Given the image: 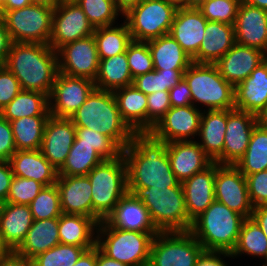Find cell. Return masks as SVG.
<instances>
[{
	"mask_svg": "<svg viewBox=\"0 0 267 266\" xmlns=\"http://www.w3.org/2000/svg\"><path fill=\"white\" fill-rule=\"evenodd\" d=\"M128 188L182 187L167 155V143L150 132H135L123 150Z\"/></svg>",
	"mask_w": 267,
	"mask_h": 266,
	"instance_id": "cell-1",
	"label": "cell"
},
{
	"mask_svg": "<svg viewBox=\"0 0 267 266\" xmlns=\"http://www.w3.org/2000/svg\"><path fill=\"white\" fill-rule=\"evenodd\" d=\"M4 65L18 79L22 90L49 97L58 74L57 51L50 45L12 42Z\"/></svg>",
	"mask_w": 267,
	"mask_h": 266,
	"instance_id": "cell-2",
	"label": "cell"
},
{
	"mask_svg": "<svg viewBox=\"0 0 267 266\" xmlns=\"http://www.w3.org/2000/svg\"><path fill=\"white\" fill-rule=\"evenodd\" d=\"M75 127H85L110 137L122 150L135 133L122 119L112 91L94 89L69 118Z\"/></svg>",
	"mask_w": 267,
	"mask_h": 266,
	"instance_id": "cell-3",
	"label": "cell"
},
{
	"mask_svg": "<svg viewBox=\"0 0 267 266\" xmlns=\"http://www.w3.org/2000/svg\"><path fill=\"white\" fill-rule=\"evenodd\" d=\"M246 218L214 201L192 221L190 233L204 250L232 252Z\"/></svg>",
	"mask_w": 267,
	"mask_h": 266,
	"instance_id": "cell-4",
	"label": "cell"
},
{
	"mask_svg": "<svg viewBox=\"0 0 267 266\" xmlns=\"http://www.w3.org/2000/svg\"><path fill=\"white\" fill-rule=\"evenodd\" d=\"M147 208L159 232L189 231V219L182 187L128 188Z\"/></svg>",
	"mask_w": 267,
	"mask_h": 266,
	"instance_id": "cell-5",
	"label": "cell"
},
{
	"mask_svg": "<svg viewBox=\"0 0 267 266\" xmlns=\"http://www.w3.org/2000/svg\"><path fill=\"white\" fill-rule=\"evenodd\" d=\"M183 78L191 90L192 104L198 109H235V88L220 74L216 64L192 62Z\"/></svg>",
	"mask_w": 267,
	"mask_h": 266,
	"instance_id": "cell-6",
	"label": "cell"
},
{
	"mask_svg": "<svg viewBox=\"0 0 267 266\" xmlns=\"http://www.w3.org/2000/svg\"><path fill=\"white\" fill-rule=\"evenodd\" d=\"M91 182L93 219L99 224L128 192L127 168L123 155L104 160L87 174Z\"/></svg>",
	"mask_w": 267,
	"mask_h": 266,
	"instance_id": "cell-7",
	"label": "cell"
},
{
	"mask_svg": "<svg viewBox=\"0 0 267 266\" xmlns=\"http://www.w3.org/2000/svg\"><path fill=\"white\" fill-rule=\"evenodd\" d=\"M156 234L111 227L103 220L97 226L96 246L107 257L128 266H148Z\"/></svg>",
	"mask_w": 267,
	"mask_h": 266,
	"instance_id": "cell-8",
	"label": "cell"
},
{
	"mask_svg": "<svg viewBox=\"0 0 267 266\" xmlns=\"http://www.w3.org/2000/svg\"><path fill=\"white\" fill-rule=\"evenodd\" d=\"M54 8L30 4L26 7L0 11L12 42L49 45Z\"/></svg>",
	"mask_w": 267,
	"mask_h": 266,
	"instance_id": "cell-9",
	"label": "cell"
},
{
	"mask_svg": "<svg viewBox=\"0 0 267 266\" xmlns=\"http://www.w3.org/2000/svg\"><path fill=\"white\" fill-rule=\"evenodd\" d=\"M176 10L165 0H143L123 15V20L132 40L147 42L169 34Z\"/></svg>",
	"mask_w": 267,
	"mask_h": 266,
	"instance_id": "cell-10",
	"label": "cell"
},
{
	"mask_svg": "<svg viewBox=\"0 0 267 266\" xmlns=\"http://www.w3.org/2000/svg\"><path fill=\"white\" fill-rule=\"evenodd\" d=\"M203 250L190 231L159 232L151 244L148 266H195Z\"/></svg>",
	"mask_w": 267,
	"mask_h": 266,
	"instance_id": "cell-11",
	"label": "cell"
},
{
	"mask_svg": "<svg viewBox=\"0 0 267 266\" xmlns=\"http://www.w3.org/2000/svg\"><path fill=\"white\" fill-rule=\"evenodd\" d=\"M95 88L90 79L58 72L48 97L51 116L70 118Z\"/></svg>",
	"mask_w": 267,
	"mask_h": 266,
	"instance_id": "cell-12",
	"label": "cell"
},
{
	"mask_svg": "<svg viewBox=\"0 0 267 266\" xmlns=\"http://www.w3.org/2000/svg\"><path fill=\"white\" fill-rule=\"evenodd\" d=\"M57 56L58 72L95 80L100 59L93 35L63 45Z\"/></svg>",
	"mask_w": 267,
	"mask_h": 266,
	"instance_id": "cell-13",
	"label": "cell"
},
{
	"mask_svg": "<svg viewBox=\"0 0 267 266\" xmlns=\"http://www.w3.org/2000/svg\"><path fill=\"white\" fill-rule=\"evenodd\" d=\"M215 200L245 218H250L253 206L249 199L246 177L234 165L216 163Z\"/></svg>",
	"mask_w": 267,
	"mask_h": 266,
	"instance_id": "cell-14",
	"label": "cell"
},
{
	"mask_svg": "<svg viewBox=\"0 0 267 266\" xmlns=\"http://www.w3.org/2000/svg\"><path fill=\"white\" fill-rule=\"evenodd\" d=\"M94 30L77 3H59L54 8L49 45L57 51L69 42L93 35Z\"/></svg>",
	"mask_w": 267,
	"mask_h": 266,
	"instance_id": "cell-15",
	"label": "cell"
},
{
	"mask_svg": "<svg viewBox=\"0 0 267 266\" xmlns=\"http://www.w3.org/2000/svg\"><path fill=\"white\" fill-rule=\"evenodd\" d=\"M202 112L194 105L171 107L149 132L166 143L197 140Z\"/></svg>",
	"mask_w": 267,
	"mask_h": 266,
	"instance_id": "cell-16",
	"label": "cell"
},
{
	"mask_svg": "<svg viewBox=\"0 0 267 266\" xmlns=\"http://www.w3.org/2000/svg\"><path fill=\"white\" fill-rule=\"evenodd\" d=\"M76 127L69 118H48L42 139L43 156L57 169L63 166L74 143Z\"/></svg>",
	"mask_w": 267,
	"mask_h": 266,
	"instance_id": "cell-17",
	"label": "cell"
},
{
	"mask_svg": "<svg viewBox=\"0 0 267 266\" xmlns=\"http://www.w3.org/2000/svg\"><path fill=\"white\" fill-rule=\"evenodd\" d=\"M256 124L255 114L239 109H227L224 165H235L244 155Z\"/></svg>",
	"mask_w": 267,
	"mask_h": 266,
	"instance_id": "cell-18",
	"label": "cell"
},
{
	"mask_svg": "<svg viewBox=\"0 0 267 266\" xmlns=\"http://www.w3.org/2000/svg\"><path fill=\"white\" fill-rule=\"evenodd\" d=\"M235 41L267 53V11L240 3L234 22Z\"/></svg>",
	"mask_w": 267,
	"mask_h": 266,
	"instance_id": "cell-19",
	"label": "cell"
},
{
	"mask_svg": "<svg viewBox=\"0 0 267 266\" xmlns=\"http://www.w3.org/2000/svg\"><path fill=\"white\" fill-rule=\"evenodd\" d=\"M167 155L171 169L180 183L213 163L196 140L167 143Z\"/></svg>",
	"mask_w": 267,
	"mask_h": 266,
	"instance_id": "cell-20",
	"label": "cell"
},
{
	"mask_svg": "<svg viewBox=\"0 0 267 266\" xmlns=\"http://www.w3.org/2000/svg\"><path fill=\"white\" fill-rule=\"evenodd\" d=\"M264 60L265 53L261 50L235 43L215 64L220 74L235 88Z\"/></svg>",
	"mask_w": 267,
	"mask_h": 266,
	"instance_id": "cell-21",
	"label": "cell"
},
{
	"mask_svg": "<svg viewBox=\"0 0 267 266\" xmlns=\"http://www.w3.org/2000/svg\"><path fill=\"white\" fill-rule=\"evenodd\" d=\"M207 19L199 9L177 8L169 34L193 58L203 41Z\"/></svg>",
	"mask_w": 267,
	"mask_h": 266,
	"instance_id": "cell-22",
	"label": "cell"
},
{
	"mask_svg": "<svg viewBox=\"0 0 267 266\" xmlns=\"http://www.w3.org/2000/svg\"><path fill=\"white\" fill-rule=\"evenodd\" d=\"M56 185L63 214L93 218L91 182L87 175L58 176Z\"/></svg>",
	"mask_w": 267,
	"mask_h": 266,
	"instance_id": "cell-23",
	"label": "cell"
},
{
	"mask_svg": "<svg viewBox=\"0 0 267 266\" xmlns=\"http://www.w3.org/2000/svg\"><path fill=\"white\" fill-rule=\"evenodd\" d=\"M104 221L111 227L123 230L159 233L142 201L129 192L121 198Z\"/></svg>",
	"mask_w": 267,
	"mask_h": 266,
	"instance_id": "cell-24",
	"label": "cell"
},
{
	"mask_svg": "<svg viewBox=\"0 0 267 266\" xmlns=\"http://www.w3.org/2000/svg\"><path fill=\"white\" fill-rule=\"evenodd\" d=\"M227 126L226 110H204L201 114L197 142L205 154L224 165V138Z\"/></svg>",
	"mask_w": 267,
	"mask_h": 266,
	"instance_id": "cell-25",
	"label": "cell"
},
{
	"mask_svg": "<svg viewBox=\"0 0 267 266\" xmlns=\"http://www.w3.org/2000/svg\"><path fill=\"white\" fill-rule=\"evenodd\" d=\"M216 162L204 171L194 174L181 183L188 217L193 221L204 212L214 201V181Z\"/></svg>",
	"mask_w": 267,
	"mask_h": 266,
	"instance_id": "cell-26",
	"label": "cell"
},
{
	"mask_svg": "<svg viewBox=\"0 0 267 266\" xmlns=\"http://www.w3.org/2000/svg\"><path fill=\"white\" fill-rule=\"evenodd\" d=\"M9 163L14 176L33 179L45 187L57 182V169L43 156L40 149L16 151Z\"/></svg>",
	"mask_w": 267,
	"mask_h": 266,
	"instance_id": "cell-27",
	"label": "cell"
},
{
	"mask_svg": "<svg viewBox=\"0 0 267 266\" xmlns=\"http://www.w3.org/2000/svg\"><path fill=\"white\" fill-rule=\"evenodd\" d=\"M235 43L233 25L207 21L203 41L192 62L215 64Z\"/></svg>",
	"mask_w": 267,
	"mask_h": 266,
	"instance_id": "cell-28",
	"label": "cell"
},
{
	"mask_svg": "<svg viewBox=\"0 0 267 266\" xmlns=\"http://www.w3.org/2000/svg\"><path fill=\"white\" fill-rule=\"evenodd\" d=\"M235 109L256 115L267 103V61L260 63L235 87Z\"/></svg>",
	"mask_w": 267,
	"mask_h": 266,
	"instance_id": "cell-29",
	"label": "cell"
},
{
	"mask_svg": "<svg viewBox=\"0 0 267 266\" xmlns=\"http://www.w3.org/2000/svg\"><path fill=\"white\" fill-rule=\"evenodd\" d=\"M97 226L91 217L62 213L58 225L60 244L91 249L96 245Z\"/></svg>",
	"mask_w": 267,
	"mask_h": 266,
	"instance_id": "cell-30",
	"label": "cell"
},
{
	"mask_svg": "<svg viewBox=\"0 0 267 266\" xmlns=\"http://www.w3.org/2000/svg\"><path fill=\"white\" fill-rule=\"evenodd\" d=\"M59 217L43 220H33L24 240L15 250L27 259H33L38 254L60 244L58 234Z\"/></svg>",
	"mask_w": 267,
	"mask_h": 266,
	"instance_id": "cell-31",
	"label": "cell"
},
{
	"mask_svg": "<svg viewBox=\"0 0 267 266\" xmlns=\"http://www.w3.org/2000/svg\"><path fill=\"white\" fill-rule=\"evenodd\" d=\"M32 223L29 205L6 203L0 218V234L10 251H15L19 247Z\"/></svg>",
	"mask_w": 267,
	"mask_h": 266,
	"instance_id": "cell-32",
	"label": "cell"
},
{
	"mask_svg": "<svg viewBox=\"0 0 267 266\" xmlns=\"http://www.w3.org/2000/svg\"><path fill=\"white\" fill-rule=\"evenodd\" d=\"M122 119L134 132H147V95L133 85L113 91Z\"/></svg>",
	"mask_w": 267,
	"mask_h": 266,
	"instance_id": "cell-33",
	"label": "cell"
},
{
	"mask_svg": "<svg viewBox=\"0 0 267 266\" xmlns=\"http://www.w3.org/2000/svg\"><path fill=\"white\" fill-rule=\"evenodd\" d=\"M147 43L154 70L187 69L192 63V58L170 34L152 39Z\"/></svg>",
	"mask_w": 267,
	"mask_h": 266,
	"instance_id": "cell-34",
	"label": "cell"
},
{
	"mask_svg": "<svg viewBox=\"0 0 267 266\" xmlns=\"http://www.w3.org/2000/svg\"><path fill=\"white\" fill-rule=\"evenodd\" d=\"M96 89L115 91L132 85L126 52L106 59H100L98 73L94 80Z\"/></svg>",
	"mask_w": 267,
	"mask_h": 266,
	"instance_id": "cell-35",
	"label": "cell"
},
{
	"mask_svg": "<svg viewBox=\"0 0 267 266\" xmlns=\"http://www.w3.org/2000/svg\"><path fill=\"white\" fill-rule=\"evenodd\" d=\"M231 255L234 260L250 256L252 261H267V237L251 217L244 220Z\"/></svg>",
	"mask_w": 267,
	"mask_h": 266,
	"instance_id": "cell-36",
	"label": "cell"
},
{
	"mask_svg": "<svg viewBox=\"0 0 267 266\" xmlns=\"http://www.w3.org/2000/svg\"><path fill=\"white\" fill-rule=\"evenodd\" d=\"M0 115L10 121L23 117L50 116L48 96L38 91L21 90Z\"/></svg>",
	"mask_w": 267,
	"mask_h": 266,
	"instance_id": "cell-37",
	"label": "cell"
},
{
	"mask_svg": "<svg viewBox=\"0 0 267 266\" xmlns=\"http://www.w3.org/2000/svg\"><path fill=\"white\" fill-rule=\"evenodd\" d=\"M93 36L99 59H106L126 52L127 46L132 41L129 27L124 20L113 26L96 28Z\"/></svg>",
	"mask_w": 267,
	"mask_h": 266,
	"instance_id": "cell-38",
	"label": "cell"
},
{
	"mask_svg": "<svg viewBox=\"0 0 267 266\" xmlns=\"http://www.w3.org/2000/svg\"><path fill=\"white\" fill-rule=\"evenodd\" d=\"M49 117H23L10 121L16 151L39 150L41 148L45 125Z\"/></svg>",
	"mask_w": 267,
	"mask_h": 266,
	"instance_id": "cell-39",
	"label": "cell"
},
{
	"mask_svg": "<svg viewBox=\"0 0 267 266\" xmlns=\"http://www.w3.org/2000/svg\"><path fill=\"white\" fill-rule=\"evenodd\" d=\"M234 166L244 176L267 170V130L255 125L246 152Z\"/></svg>",
	"mask_w": 267,
	"mask_h": 266,
	"instance_id": "cell-40",
	"label": "cell"
},
{
	"mask_svg": "<svg viewBox=\"0 0 267 266\" xmlns=\"http://www.w3.org/2000/svg\"><path fill=\"white\" fill-rule=\"evenodd\" d=\"M104 159L88 144H73L58 176L87 175Z\"/></svg>",
	"mask_w": 267,
	"mask_h": 266,
	"instance_id": "cell-41",
	"label": "cell"
},
{
	"mask_svg": "<svg viewBox=\"0 0 267 266\" xmlns=\"http://www.w3.org/2000/svg\"><path fill=\"white\" fill-rule=\"evenodd\" d=\"M186 70L187 69L154 70L134 78L132 85L145 95L157 91H169L178 85Z\"/></svg>",
	"mask_w": 267,
	"mask_h": 266,
	"instance_id": "cell-42",
	"label": "cell"
},
{
	"mask_svg": "<svg viewBox=\"0 0 267 266\" xmlns=\"http://www.w3.org/2000/svg\"><path fill=\"white\" fill-rule=\"evenodd\" d=\"M77 4L94 29L116 25L123 19L113 0H79Z\"/></svg>",
	"mask_w": 267,
	"mask_h": 266,
	"instance_id": "cell-43",
	"label": "cell"
},
{
	"mask_svg": "<svg viewBox=\"0 0 267 266\" xmlns=\"http://www.w3.org/2000/svg\"><path fill=\"white\" fill-rule=\"evenodd\" d=\"M73 144L91 145L104 160L116 159L123 152L110 137L85 127H76V137Z\"/></svg>",
	"mask_w": 267,
	"mask_h": 266,
	"instance_id": "cell-44",
	"label": "cell"
},
{
	"mask_svg": "<svg viewBox=\"0 0 267 266\" xmlns=\"http://www.w3.org/2000/svg\"><path fill=\"white\" fill-rule=\"evenodd\" d=\"M29 207L33 220L60 217L62 210L57 185L44 187L29 204Z\"/></svg>",
	"mask_w": 267,
	"mask_h": 266,
	"instance_id": "cell-45",
	"label": "cell"
},
{
	"mask_svg": "<svg viewBox=\"0 0 267 266\" xmlns=\"http://www.w3.org/2000/svg\"><path fill=\"white\" fill-rule=\"evenodd\" d=\"M85 250L79 246L58 244L31 260L33 266H73Z\"/></svg>",
	"mask_w": 267,
	"mask_h": 266,
	"instance_id": "cell-46",
	"label": "cell"
},
{
	"mask_svg": "<svg viewBox=\"0 0 267 266\" xmlns=\"http://www.w3.org/2000/svg\"><path fill=\"white\" fill-rule=\"evenodd\" d=\"M242 0H207L198 9L208 21L234 25Z\"/></svg>",
	"mask_w": 267,
	"mask_h": 266,
	"instance_id": "cell-47",
	"label": "cell"
},
{
	"mask_svg": "<svg viewBox=\"0 0 267 266\" xmlns=\"http://www.w3.org/2000/svg\"><path fill=\"white\" fill-rule=\"evenodd\" d=\"M126 56L131 75H139L154 71L152 56L147 42L132 40L126 49Z\"/></svg>",
	"mask_w": 267,
	"mask_h": 266,
	"instance_id": "cell-48",
	"label": "cell"
},
{
	"mask_svg": "<svg viewBox=\"0 0 267 266\" xmlns=\"http://www.w3.org/2000/svg\"><path fill=\"white\" fill-rule=\"evenodd\" d=\"M44 187L33 179L13 176L6 202L29 205Z\"/></svg>",
	"mask_w": 267,
	"mask_h": 266,
	"instance_id": "cell-49",
	"label": "cell"
},
{
	"mask_svg": "<svg viewBox=\"0 0 267 266\" xmlns=\"http://www.w3.org/2000/svg\"><path fill=\"white\" fill-rule=\"evenodd\" d=\"M171 108L169 91H157L147 95V132H149Z\"/></svg>",
	"mask_w": 267,
	"mask_h": 266,
	"instance_id": "cell-50",
	"label": "cell"
},
{
	"mask_svg": "<svg viewBox=\"0 0 267 266\" xmlns=\"http://www.w3.org/2000/svg\"><path fill=\"white\" fill-rule=\"evenodd\" d=\"M253 207L267 205V170L245 176Z\"/></svg>",
	"mask_w": 267,
	"mask_h": 266,
	"instance_id": "cell-51",
	"label": "cell"
},
{
	"mask_svg": "<svg viewBox=\"0 0 267 266\" xmlns=\"http://www.w3.org/2000/svg\"><path fill=\"white\" fill-rule=\"evenodd\" d=\"M22 90L20 82L5 66L0 65V110Z\"/></svg>",
	"mask_w": 267,
	"mask_h": 266,
	"instance_id": "cell-52",
	"label": "cell"
},
{
	"mask_svg": "<svg viewBox=\"0 0 267 266\" xmlns=\"http://www.w3.org/2000/svg\"><path fill=\"white\" fill-rule=\"evenodd\" d=\"M15 152L16 147L11 124L0 115V160L9 161Z\"/></svg>",
	"mask_w": 267,
	"mask_h": 266,
	"instance_id": "cell-53",
	"label": "cell"
},
{
	"mask_svg": "<svg viewBox=\"0 0 267 266\" xmlns=\"http://www.w3.org/2000/svg\"><path fill=\"white\" fill-rule=\"evenodd\" d=\"M233 259L230 252L203 250L198 256L195 266H231L232 261L234 262Z\"/></svg>",
	"mask_w": 267,
	"mask_h": 266,
	"instance_id": "cell-54",
	"label": "cell"
},
{
	"mask_svg": "<svg viewBox=\"0 0 267 266\" xmlns=\"http://www.w3.org/2000/svg\"><path fill=\"white\" fill-rule=\"evenodd\" d=\"M169 99L171 107L193 105L191 90L184 78L180 80L178 85L169 90Z\"/></svg>",
	"mask_w": 267,
	"mask_h": 266,
	"instance_id": "cell-55",
	"label": "cell"
},
{
	"mask_svg": "<svg viewBox=\"0 0 267 266\" xmlns=\"http://www.w3.org/2000/svg\"><path fill=\"white\" fill-rule=\"evenodd\" d=\"M9 161L0 160V198L7 200L9 188L13 178Z\"/></svg>",
	"mask_w": 267,
	"mask_h": 266,
	"instance_id": "cell-56",
	"label": "cell"
},
{
	"mask_svg": "<svg viewBox=\"0 0 267 266\" xmlns=\"http://www.w3.org/2000/svg\"><path fill=\"white\" fill-rule=\"evenodd\" d=\"M12 41L6 29L3 17L0 15V65H4L9 53Z\"/></svg>",
	"mask_w": 267,
	"mask_h": 266,
	"instance_id": "cell-57",
	"label": "cell"
},
{
	"mask_svg": "<svg viewBox=\"0 0 267 266\" xmlns=\"http://www.w3.org/2000/svg\"><path fill=\"white\" fill-rule=\"evenodd\" d=\"M0 266H33V263L31 259H27L15 251H10L0 258Z\"/></svg>",
	"mask_w": 267,
	"mask_h": 266,
	"instance_id": "cell-58",
	"label": "cell"
},
{
	"mask_svg": "<svg viewBox=\"0 0 267 266\" xmlns=\"http://www.w3.org/2000/svg\"><path fill=\"white\" fill-rule=\"evenodd\" d=\"M251 218L258 224L267 237V205L254 207Z\"/></svg>",
	"mask_w": 267,
	"mask_h": 266,
	"instance_id": "cell-59",
	"label": "cell"
},
{
	"mask_svg": "<svg viewBox=\"0 0 267 266\" xmlns=\"http://www.w3.org/2000/svg\"><path fill=\"white\" fill-rule=\"evenodd\" d=\"M73 266H97V246L85 250Z\"/></svg>",
	"mask_w": 267,
	"mask_h": 266,
	"instance_id": "cell-60",
	"label": "cell"
},
{
	"mask_svg": "<svg viewBox=\"0 0 267 266\" xmlns=\"http://www.w3.org/2000/svg\"><path fill=\"white\" fill-rule=\"evenodd\" d=\"M116 8L125 15L131 8L138 5L143 0H113Z\"/></svg>",
	"mask_w": 267,
	"mask_h": 266,
	"instance_id": "cell-61",
	"label": "cell"
},
{
	"mask_svg": "<svg viewBox=\"0 0 267 266\" xmlns=\"http://www.w3.org/2000/svg\"><path fill=\"white\" fill-rule=\"evenodd\" d=\"M97 266H128L104 255L97 247Z\"/></svg>",
	"mask_w": 267,
	"mask_h": 266,
	"instance_id": "cell-62",
	"label": "cell"
},
{
	"mask_svg": "<svg viewBox=\"0 0 267 266\" xmlns=\"http://www.w3.org/2000/svg\"><path fill=\"white\" fill-rule=\"evenodd\" d=\"M32 4L31 0H7L5 7L1 11H11L26 7Z\"/></svg>",
	"mask_w": 267,
	"mask_h": 266,
	"instance_id": "cell-63",
	"label": "cell"
},
{
	"mask_svg": "<svg viewBox=\"0 0 267 266\" xmlns=\"http://www.w3.org/2000/svg\"><path fill=\"white\" fill-rule=\"evenodd\" d=\"M255 117L257 125L267 130V103L259 112L256 113Z\"/></svg>",
	"mask_w": 267,
	"mask_h": 266,
	"instance_id": "cell-64",
	"label": "cell"
},
{
	"mask_svg": "<svg viewBox=\"0 0 267 266\" xmlns=\"http://www.w3.org/2000/svg\"><path fill=\"white\" fill-rule=\"evenodd\" d=\"M31 3L49 8H55L60 3V0H31Z\"/></svg>",
	"mask_w": 267,
	"mask_h": 266,
	"instance_id": "cell-65",
	"label": "cell"
},
{
	"mask_svg": "<svg viewBox=\"0 0 267 266\" xmlns=\"http://www.w3.org/2000/svg\"><path fill=\"white\" fill-rule=\"evenodd\" d=\"M245 3L267 11V0H243Z\"/></svg>",
	"mask_w": 267,
	"mask_h": 266,
	"instance_id": "cell-66",
	"label": "cell"
},
{
	"mask_svg": "<svg viewBox=\"0 0 267 266\" xmlns=\"http://www.w3.org/2000/svg\"><path fill=\"white\" fill-rule=\"evenodd\" d=\"M206 1L207 0H186V8H195V9H198Z\"/></svg>",
	"mask_w": 267,
	"mask_h": 266,
	"instance_id": "cell-67",
	"label": "cell"
},
{
	"mask_svg": "<svg viewBox=\"0 0 267 266\" xmlns=\"http://www.w3.org/2000/svg\"><path fill=\"white\" fill-rule=\"evenodd\" d=\"M167 3L173 4L176 8H186V0H165Z\"/></svg>",
	"mask_w": 267,
	"mask_h": 266,
	"instance_id": "cell-68",
	"label": "cell"
},
{
	"mask_svg": "<svg viewBox=\"0 0 267 266\" xmlns=\"http://www.w3.org/2000/svg\"><path fill=\"white\" fill-rule=\"evenodd\" d=\"M10 252V250L8 249V247L4 244L2 236L0 234V258L4 257L5 255H7Z\"/></svg>",
	"mask_w": 267,
	"mask_h": 266,
	"instance_id": "cell-69",
	"label": "cell"
},
{
	"mask_svg": "<svg viewBox=\"0 0 267 266\" xmlns=\"http://www.w3.org/2000/svg\"><path fill=\"white\" fill-rule=\"evenodd\" d=\"M6 203V200L0 198V218L3 215Z\"/></svg>",
	"mask_w": 267,
	"mask_h": 266,
	"instance_id": "cell-70",
	"label": "cell"
},
{
	"mask_svg": "<svg viewBox=\"0 0 267 266\" xmlns=\"http://www.w3.org/2000/svg\"><path fill=\"white\" fill-rule=\"evenodd\" d=\"M79 0H60V4L64 3H77Z\"/></svg>",
	"mask_w": 267,
	"mask_h": 266,
	"instance_id": "cell-71",
	"label": "cell"
},
{
	"mask_svg": "<svg viewBox=\"0 0 267 266\" xmlns=\"http://www.w3.org/2000/svg\"><path fill=\"white\" fill-rule=\"evenodd\" d=\"M7 0H0V11L5 7Z\"/></svg>",
	"mask_w": 267,
	"mask_h": 266,
	"instance_id": "cell-72",
	"label": "cell"
},
{
	"mask_svg": "<svg viewBox=\"0 0 267 266\" xmlns=\"http://www.w3.org/2000/svg\"><path fill=\"white\" fill-rule=\"evenodd\" d=\"M260 263H262V264H259L260 266H267V261H265V262H260ZM258 265V266H259Z\"/></svg>",
	"mask_w": 267,
	"mask_h": 266,
	"instance_id": "cell-73",
	"label": "cell"
}]
</instances>
